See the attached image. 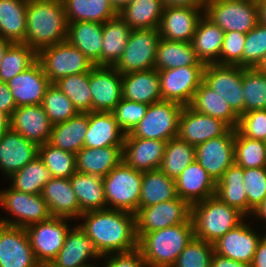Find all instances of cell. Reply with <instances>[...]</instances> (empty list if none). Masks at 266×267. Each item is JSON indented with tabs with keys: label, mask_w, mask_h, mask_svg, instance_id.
Instances as JSON below:
<instances>
[{
	"label": "cell",
	"mask_w": 266,
	"mask_h": 267,
	"mask_svg": "<svg viewBox=\"0 0 266 267\" xmlns=\"http://www.w3.org/2000/svg\"><path fill=\"white\" fill-rule=\"evenodd\" d=\"M81 218L85 222L79 226L101 256L128 252L138 247L134 213L104 209L82 213Z\"/></svg>",
	"instance_id": "1"
},
{
	"label": "cell",
	"mask_w": 266,
	"mask_h": 267,
	"mask_svg": "<svg viewBox=\"0 0 266 267\" xmlns=\"http://www.w3.org/2000/svg\"><path fill=\"white\" fill-rule=\"evenodd\" d=\"M24 44L37 53L45 47L67 41L68 23L62 0H28Z\"/></svg>",
	"instance_id": "2"
},
{
	"label": "cell",
	"mask_w": 266,
	"mask_h": 267,
	"mask_svg": "<svg viewBox=\"0 0 266 267\" xmlns=\"http://www.w3.org/2000/svg\"><path fill=\"white\" fill-rule=\"evenodd\" d=\"M194 238L193 223H183L143 234L138 249L147 267H172L181 251Z\"/></svg>",
	"instance_id": "3"
},
{
	"label": "cell",
	"mask_w": 266,
	"mask_h": 267,
	"mask_svg": "<svg viewBox=\"0 0 266 267\" xmlns=\"http://www.w3.org/2000/svg\"><path fill=\"white\" fill-rule=\"evenodd\" d=\"M245 218L240 211L215 195L192 205L194 237L212 244L236 228Z\"/></svg>",
	"instance_id": "4"
},
{
	"label": "cell",
	"mask_w": 266,
	"mask_h": 267,
	"mask_svg": "<svg viewBox=\"0 0 266 267\" xmlns=\"http://www.w3.org/2000/svg\"><path fill=\"white\" fill-rule=\"evenodd\" d=\"M142 178L143 172L131 168L124 161L113 168L103 177L107 209L135 213L139 208Z\"/></svg>",
	"instance_id": "5"
},
{
	"label": "cell",
	"mask_w": 266,
	"mask_h": 267,
	"mask_svg": "<svg viewBox=\"0 0 266 267\" xmlns=\"http://www.w3.org/2000/svg\"><path fill=\"white\" fill-rule=\"evenodd\" d=\"M204 14L224 32L247 34L259 23L256 0H208Z\"/></svg>",
	"instance_id": "6"
},
{
	"label": "cell",
	"mask_w": 266,
	"mask_h": 267,
	"mask_svg": "<svg viewBox=\"0 0 266 267\" xmlns=\"http://www.w3.org/2000/svg\"><path fill=\"white\" fill-rule=\"evenodd\" d=\"M37 60L51 84L66 76L90 72L95 66L68 41L42 48L37 53Z\"/></svg>",
	"instance_id": "7"
},
{
	"label": "cell",
	"mask_w": 266,
	"mask_h": 267,
	"mask_svg": "<svg viewBox=\"0 0 266 267\" xmlns=\"http://www.w3.org/2000/svg\"><path fill=\"white\" fill-rule=\"evenodd\" d=\"M135 214L136 234H143L183 223H193L192 206L177 197L152 206L138 208Z\"/></svg>",
	"instance_id": "8"
},
{
	"label": "cell",
	"mask_w": 266,
	"mask_h": 267,
	"mask_svg": "<svg viewBox=\"0 0 266 267\" xmlns=\"http://www.w3.org/2000/svg\"><path fill=\"white\" fill-rule=\"evenodd\" d=\"M183 107L179 103L163 100L150 104L144 118L131 134L134 137L166 142L176 138Z\"/></svg>",
	"instance_id": "9"
},
{
	"label": "cell",
	"mask_w": 266,
	"mask_h": 267,
	"mask_svg": "<svg viewBox=\"0 0 266 267\" xmlns=\"http://www.w3.org/2000/svg\"><path fill=\"white\" fill-rule=\"evenodd\" d=\"M0 205L14 216V220L0 217V223L9 226L26 228L52 217L41 194L24 193L10 186L0 191Z\"/></svg>",
	"instance_id": "10"
},
{
	"label": "cell",
	"mask_w": 266,
	"mask_h": 267,
	"mask_svg": "<svg viewBox=\"0 0 266 267\" xmlns=\"http://www.w3.org/2000/svg\"><path fill=\"white\" fill-rule=\"evenodd\" d=\"M67 220L68 218L51 217L25 228L41 267H48L61 250L70 227Z\"/></svg>",
	"instance_id": "11"
},
{
	"label": "cell",
	"mask_w": 266,
	"mask_h": 267,
	"mask_svg": "<svg viewBox=\"0 0 266 267\" xmlns=\"http://www.w3.org/2000/svg\"><path fill=\"white\" fill-rule=\"evenodd\" d=\"M160 32L155 29H133L123 55L113 66L120 74L154 68Z\"/></svg>",
	"instance_id": "12"
},
{
	"label": "cell",
	"mask_w": 266,
	"mask_h": 267,
	"mask_svg": "<svg viewBox=\"0 0 266 267\" xmlns=\"http://www.w3.org/2000/svg\"><path fill=\"white\" fill-rule=\"evenodd\" d=\"M243 67L236 65L207 64L203 82L229 104L240 117L244 114Z\"/></svg>",
	"instance_id": "13"
},
{
	"label": "cell",
	"mask_w": 266,
	"mask_h": 267,
	"mask_svg": "<svg viewBox=\"0 0 266 267\" xmlns=\"http://www.w3.org/2000/svg\"><path fill=\"white\" fill-rule=\"evenodd\" d=\"M205 66H183L158 71L163 101L189 106L203 81Z\"/></svg>",
	"instance_id": "14"
},
{
	"label": "cell",
	"mask_w": 266,
	"mask_h": 267,
	"mask_svg": "<svg viewBox=\"0 0 266 267\" xmlns=\"http://www.w3.org/2000/svg\"><path fill=\"white\" fill-rule=\"evenodd\" d=\"M234 139L235 129L231 128L225 135L195 146V160L207 171L215 183L235 163Z\"/></svg>",
	"instance_id": "15"
},
{
	"label": "cell",
	"mask_w": 266,
	"mask_h": 267,
	"mask_svg": "<svg viewBox=\"0 0 266 267\" xmlns=\"http://www.w3.org/2000/svg\"><path fill=\"white\" fill-rule=\"evenodd\" d=\"M92 111L112 112L122 97V74L113 66H94L89 72Z\"/></svg>",
	"instance_id": "16"
},
{
	"label": "cell",
	"mask_w": 266,
	"mask_h": 267,
	"mask_svg": "<svg viewBox=\"0 0 266 267\" xmlns=\"http://www.w3.org/2000/svg\"><path fill=\"white\" fill-rule=\"evenodd\" d=\"M231 127L224 121L213 118L184 106L180 117L177 137L193 146L209 139L225 135Z\"/></svg>",
	"instance_id": "17"
},
{
	"label": "cell",
	"mask_w": 266,
	"mask_h": 267,
	"mask_svg": "<svg viewBox=\"0 0 266 267\" xmlns=\"http://www.w3.org/2000/svg\"><path fill=\"white\" fill-rule=\"evenodd\" d=\"M0 267H41L25 228L0 223Z\"/></svg>",
	"instance_id": "18"
},
{
	"label": "cell",
	"mask_w": 266,
	"mask_h": 267,
	"mask_svg": "<svg viewBox=\"0 0 266 267\" xmlns=\"http://www.w3.org/2000/svg\"><path fill=\"white\" fill-rule=\"evenodd\" d=\"M203 15L204 9L200 7H164L158 28L161 38L169 41L191 42Z\"/></svg>",
	"instance_id": "19"
},
{
	"label": "cell",
	"mask_w": 266,
	"mask_h": 267,
	"mask_svg": "<svg viewBox=\"0 0 266 267\" xmlns=\"http://www.w3.org/2000/svg\"><path fill=\"white\" fill-rule=\"evenodd\" d=\"M166 143V141L134 137L131 133L125 134L122 161L141 172L159 169Z\"/></svg>",
	"instance_id": "20"
},
{
	"label": "cell",
	"mask_w": 266,
	"mask_h": 267,
	"mask_svg": "<svg viewBox=\"0 0 266 267\" xmlns=\"http://www.w3.org/2000/svg\"><path fill=\"white\" fill-rule=\"evenodd\" d=\"M50 85L51 82L44 74V70L38 60L7 82L17 107L40 105L46 89Z\"/></svg>",
	"instance_id": "21"
},
{
	"label": "cell",
	"mask_w": 266,
	"mask_h": 267,
	"mask_svg": "<svg viewBox=\"0 0 266 267\" xmlns=\"http://www.w3.org/2000/svg\"><path fill=\"white\" fill-rule=\"evenodd\" d=\"M262 237L243 220L236 228L229 230L213 243L214 252L238 262L251 264Z\"/></svg>",
	"instance_id": "22"
},
{
	"label": "cell",
	"mask_w": 266,
	"mask_h": 267,
	"mask_svg": "<svg viewBox=\"0 0 266 267\" xmlns=\"http://www.w3.org/2000/svg\"><path fill=\"white\" fill-rule=\"evenodd\" d=\"M10 119L12 131L21 134L38 146L49 141L53 124L41 104L17 107Z\"/></svg>",
	"instance_id": "23"
},
{
	"label": "cell",
	"mask_w": 266,
	"mask_h": 267,
	"mask_svg": "<svg viewBox=\"0 0 266 267\" xmlns=\"http://www.w3.org/2000/svg\"><path fill=\"white\" fill-rule=\"evenodd\" d=\"M38 147L10 129L0 140V170L9 178L38 156Z\"/></svg>",
	"instance_id": "24"
},
{
	"label": "cell",
	"mask_w": 266,
	"mask_h": 267,
	"mask_svg": "<svg viewBox=\"0 0 266 267\" xmlns=\"http://www.w3.org/2000/svg\"><path fill=\"white\" fill-rule=\"evenodd\" d=\"M177 196L191 206L216 193V183L207 171L196 161H192L182 173L175 178Z\"/></svg>",
	"instance_id": "25"
},
{
	"label": "cell",
	"mask_w": 266,
	"mask_h": 267,
	"mask_svg": "<svg viewBox=\"0 0 266 267\" xmlns=\"http://www.w3.org/2000/svg\"><path fill=\"white\" fill-rule=\"evenodd\" d=\"M99 257L102 258L93 241L77 225L71 230L69 228L61 250L48 267H84L87 266V260Z\"/></svg>",
	"instance_id": "26"
},
{
	"label": "cell",
	"mask_w": 266,
	"mask_h": 267,
	"mask_svg": "<svg viewBox=\"0 0 266 267\" xmlns=\"http://www.w3.org/2000/svg\"><path fill=\"white\" fill-rule=\"evenodd\" d=\"M41 196L52 217L79 218L80 207L69 178H51L43 187Z\"/></svg>",
	"instance_id": "27"
},
{
	"label": "cell",
	"mask_w": 266,
	"mask_h": 267,
	"mask_svg": "<svg viewBox=\"0 0 266 267\" xmlns=\"http://www.w3.org/2000/svg\"><path fill=\"white\" fill-rule=\"evenodd\" d=\"M122 97L148 105L162 101L158 71L153 68L123 74Z\"/></svg>",
	"instance_id": "28"
},
{
	"label": "cell",
	"mask_w": 266,
	"mask_h": 267,
	"mask_svg": "<svg viewBox=\"0 0 266 267\" xmlns=\"http://www.w3.org/2000/svg\"><path fill=\"white\" fill-rule=\"evenodd\" d=\"M88 120L84 147L123 146L125 133L119 127L112 112L91 111L88 113Z\"/></svg>",
	"instance_id": "29"
},
{
	"label": "cell",
	"mask_w": 266,
	"mask_h": 267,
	"mask_svg": "<svg viewBox=\"0 0 266 267\" xmlns=\"http://www.w3.org/2000/svg\"><path fill=\"white\" fill-rule=\"evenodd\" d=\"M103 23H68L67 41L79 49L95 66H101Z\"/></svg>",
	"instance_id": "30"
},
{
	"label": "cell",
	"mask_w": 266,
	"mask_h": 267,
	"mask_svg": "<svg viewBox=\"0 0 266 267\" xmlns=\"http://www.w3.org/2000/svg\"><path fill=\"white\" fill-rule=\"evenodd\" d=\"M123 146L83 147L76 153V170L84 174L105 177L122 162Z\"/></svg>",
	"instance_id": "31"
},
{
	"label": "cell",
	"mask_w": 266,
	"mask_h": 267,
	"mask_svg": "<svg viewBox=\"0 0 266 267\" xmlns=\"http://www.w3.org/2000/svg\"><path fill=\"white\" fill-rule=\"evenodd\" d=\"M224 33L205 14L200 18L191 44L198 60L204 65L218 64Z\"/></svg>",
	"instance_id": "32"
},
{
	"label": "cell",
	"mask_w": 266,
	"mask_h": 267,
	"mask_svg": "<svg viewBox=\"0 0 266 267\" xmlns=\"http://www.w3.org/2000/svg\"><path fill=\"white\" fill-rule=\"evenodd\" d=\"M88 125V113L78 112L69 120L53 125L48 143L76 154L84 147Z\"/></svg>",
	"instance_id": "33"
},
{
	"label": "cell",
	"mask_w": 266,
	"mask_h": 267,
	"mask_svg": "<svg viewBox=\"0 0 266 267\" xmlns=\"http://www.w3.org/2000/svg\"><path fill=\"white\" fill-rule=\"evenodd\" d=\"M69 179L79 203L80 215L107 209L103 177L76 171Z\"/></svg>",
	"instance_id": "34"
},
{
	"label": "cell",
	"mask_w": 266,
	"mask_h": 267,
	"mask_svg": "<svg viewBox=\"0 0 266 267\" xmlns=\"http://www.w3.org/2000/svg\"><path fill=\"white\" fill-rule=\"evenodd\" d=\"M132 29L119 14L103 23L101 66H114L124 53Z\"/></svg>",
	"instance_id": "35"
},
{
	"label": "cell",
	"mask_w": 266,
	"mask_h": 267,
	"mask_svg": "<svg viewBox=\"0 0 266 267\" xmlns=\"http://www.w3.org/2000/svg\"><path fill=\"white\" fill-rule=\"evenodd\" d=\"M189 106L199 113L224 121L232 129H237L239 116L231 109L225 99L220 97L203 81L196 90Z\"/></svg>",
	"instance_id": "36"
},
{
	"label": "cell",
	"mask_w": 266,
	"mask_h": 267,
	"mask_svg": "<svg viewBox=\"0 0 266 267\" xmlns=\"http://www.w3.org/2000/svg\"><path fill=\"white\" fill-rule=\"evenodd\" d=\"M183 66H205L195 54L191 42L169 41L160 38L154 69L157 71Z\"/></svg>",
	"instance_id": "37"
},
{
	"label": "cell",
	"mask_w": 266,
	"mask_h": 267,
	"mask_svg": "<svg viewBox=\"0 0 266 267\" xmlns=\"http://www.w3.org/2000/svg\"><path fill=\"white\" fill-rule=\"evenodd\" d=\"M28 0H0V38L24 43Z\"/></svg>",
	"instance_id": "38"
},
{
	"label": "cell",
	"mask_w": 266,
	"mask_h": 267,
	"mask_svg": "<svg viewBox=\"0 0 266 267\" xmlns=\"http://www.w3.org/2000/svg\"><path fill=\"white\" fill-rule=\"evenodd\" d=\"M244 168L231 165L216 183V193L222 202L248 216V198L244 190Z\"/></svg>",
	"instance_id": "39"
},
{
	"label": "cell",
	"mask_w": 266,
	"mask_h": 267,
	"mask_svg": "<svg viewBox=\"0 0 266 267\" xmlns=\"http://www.w3.org/2000/svg\"><path fill=\"white\" fill-rule=\"evenodd\" d=\"M175 179L160 169L143 172L139 208L177 198Z\"/></svg>",
	"instance_id": "40"
},
{
	"label": "cell",
	"mask_w": 266,
	"mask_h": 267,
	"mask_svg": "<svg viewBox=\"0 0 266 267\" xmlns=\"http://www.w3.org/2000/svg\"><path fill=\"white\" fill-rule=\"evenodd\" d=\"M67 23H104L118 15L109 0H62Z\"/></svg>",
	"instance_id": "41"
},
{
	"label": "cell",
	"mask_w": 266,
	"mask_h": 267,
	"mask_svg": "<svg viewBox=\"0 0 266 267\" xmlns=\"http://www.w3.org/2000/svg\"><path fill=\"white\" fill-rule=\"evenodd\" d=\"M164 5L161 0H133L118 14L133 29L159 28Z\"/></svg>",
	"instance_id": "42"
},
{
	"label": "cell",
	"mask_w": 266,
	"mask_h": 267,
	"mask_svg": "<svg viewBox=\"0 0 266 267\" xmlns=\"http://www.w3.org/2000/svg\"><path fill=\"white\" fill-rule=\"evenodd\" d=\"M51 178L50 171L39 156L9 177L12 188L29 194H41Z\"/></svg>",
	"instance_id": "43"
},
{
	"label": "cell",
	"mask_w": 266,
	"mask_h": 267,
	"mask_svg": "<svg viewBox=\"0 0 266 267\" xmlns=\"http://www.w3.org/2000/svg\"><path fill=\"white\" fill-rule=\"evenodd\" d=\"M194 160L195 146L176 137L166 143L159 169L169 178L175 179Z\"/></svg>",
	"instance_id": "44"
},
{
	"label": "cell",
	"mask_w": 266,
	"mask_h": 267,
	"mask_svg": "<svg viewBox=\"0 0 266 267\" xmlns=\"http://www.w3.org/2000/svg\"><path fill=\"white\" fill-rule=\"evenodd\" d=\"M54 84L72 102L79 113L92 111L89 72L63 77Z\"/></svg>",
	"instance_id": "45"
},
{
	"label": "cell",
	"mask_w": 266,
	"mask_h": 267,
	"mask_svg": "<svg viewBox=\"0 0 266 267\" xmlns=\"http://www.w3.org/2000/svg\"><path fill=\"white\" fill-rule=\"evenodd\" d=\"M37 61V52L24 43H13L0 63V81L10 79L28 69Z\"/></svg>",
	"instance_id": "46"
},
{
	"label": "cell",
	"mask_w": 266,
	"mask_h": 267,
	"mask_svg": "<svg viewBox=\"0 0 266 267\" xmlns=\"http://www.w3.org/2000/svg\"><path fill=\"white\" fill-rule=\"evenodd\" d=\"M234 158L242 168L266 167V142L247 138L235 129Z\"/></svg>",
	"instance_id": "47"
},
{
	"label": "cell",
	"mask_w": 266,
	"mask_h": 267,
	"mask_svg": "<svg viewBox=\"0 0 266 267\" xmlns=\"http://www.w3.org/2000/svg\"><path fill=\"white\" fill-rule=\"evenodd\" d=\"M38 156L52 178H70L76 170V154L53 147L48 142L38 147Z\"/></svg>",
	"instance_id": "48"
},
{
	"label": "cell",
	"mask_w": 266,
	"mask_h": 267,
	"mask_svg": "<svg viewBox=\"0 0 266 267\" xmlns=\"http://www.w3.org/2000/svg\"><path fill=\"white\" fill-rule=\"evenodd\" d=\"M244 113L266 110V73L243 67Z\"/></svg>",
	"instance_id": "49"
},
{
	"label": "cell",
	"mask_w": 266,
	"mask_h": 267,
	"mask_svg": "<svg viewBox=\"0 0 266 267\" xmlns=\"http://www.w3.org/2000/svg\"><path fill=\"white\" fill-rule=\"evenodd\" d=\"M41 105L53 125L65 122L78 113L72 102L55 84L46 89Z\"/></svg>",
	"instance_id": "50"
},
{
	"label": "cell",
	"mask_w": 266,
	"mask_h": 267,
	"mask_svg": "<svg viewBox=\"0 0 266 267\" xmlns=\"http://www.w3.org/2000/svg\"><path fill=\"white\" fill-rule=\"evenodd\" d=\"M213 253L212 243L194 237L181 251L172 267H210Z\"/></svg>",
	"instance_id": "51"
},
{
	"label": "cell",
	"mask_w": 266,
	"mask_h": 267,
	"mask_svg": "<svg viewBox=\"0 0 266 267\" xmlns=\"http://www.w3.org/2000/svg\"><path fill=\"white\" fill-rule=\"evenodd\" d=\"M266 54V25L258 23L246 34L242 67L256 68Z\"/></svg>",
	"instance_id": "52"
},
{
	"label": "cell",
	"mask_w": 266,
	"mask_h": 267,
	"mask_svg": "<svg viewBox=\"0 0 266 267\" xmlns=\"http://www.w3.org/2000/svg\"><path fill=\"white\" fill-rule=\"evenodd\" d=\"M243 187L248 198V214L266 197V167L244 168Z\"/></svg>",
	"instance_id": "53"
},
{
	"label": "cell",
	"mask_w": 266,
	"mask_h": 267,
	"mask_svg": "<svg viewBox=\"0 0 266 267\" xmlns=\"http://www.w3.org/2000/svg\"><path fill=\"white\" fill-rule=\"evenodd\" d=\"M148 104L122 98L112 111L121 130L131 133L144 118Z\"/></svg>",
	"instance_id": "54"
},
{
	"label": "cell",
	"mask_w": 266,
	"mask_h": 267,
	"mask_svg": "<svg viewBox=\"0 0 266 267\" xmlns=\"http://www.w3.org/2000/svg\"><path fill=\"white\" fill-rule=\"evenodd\" d=\"M245 39L246 34L242 32H225L218 64L242 67V54L244 51Z\"/></svg>",
	"instance_id": "55"
},
{
	"label": "cell",
	"mask_w": 266,
	"mask_h": 267,
	"mask_svg": "<svg viewBox=\"0 0 266 267\" xmlns=\"http://www.w3.org/2000/svg\"><path fill=\"white\" fill-rule=\"evenodd\" d=\"M237 130L245 137L266 140V110H251L239 117Z\"/></svg>",
	"instance_id": "56"
},
{
	"label": "cell",
	"mask_w": 266,
	"mask_h": 267,
	"mask_svg": "<svg viewBox=\"0 0 266 267\" xmlns=\"http://www.w3.org/2000/svg\"><path fill=\"white\" fill-rule=\"evenodd\" d=\"M102 257H106L105 267H147L138 248L128 252L110 253Z\"/></svg>",
	"instance_id": "57"
},
{
	"label": "cell",
	"mask_w": 266,
	"mask_h": 267,
	"mask_svg": "<svg viewBox=\"0 0 266 267\" xmlns=\"http://www.w3.org/2000/svg\"><path fill=\"white\" fill-rule=\"evenodd\" d=\"M17 108L10 88L7 83L0 81V113L11 117L13 111Z\"/></svg>",
	"instance_id": "58"
},
{
	"label": "cell",
	"mask_w": 266,
	"mask_h": 267,
	"mask_svg": "<svg viewBox=\"0 0 266 267\" xmlns=\"http://www.w3.org/2000/svg\"><path fill=\"white\" fill-rule=\"evenodd\" d=\"M210 267H251V264L238 262L214 252L211 258Z\"/></svg>",
	"instance_id": "59"
},
{
	"label": "cell",
	"mask_w": 266,
	"mask_h": 267,
	"mask_svg": "<svg viewBox=\"0 0 266 267\" xmlns=\"http://www.w3.org/2000/svg\"><path fill=\"white\" fill-rule=\"evenodd\" d=\"M258 243L251 267H266V233Z\"/></svg>",
	"instance_id": "60"
},
{
	"label": "cell",
	"mask_w": 266,
	"mask_h": 267,
	"mask_svg": "<svg viewBox=\"0 0 266 267\" xmlns=\"http://www.w3.org/2000/svg\"><path fill=\"white\" fill-rule=\"evenodd\" d=\"M164 7L172 6H187L200 7L205 10L206 2L208 0H161Z\"/></svg>",
	"instance_id": "61"
},
{
	"label": "cell",
	"mask_w": 266,
	"mask_h": 267,
	"mask_svg": "<svg viewBox=\"0 0 266 267\" xmlns=\"http://www.w3.org/2000/svg\"><path fill=\"white\" fill-rule=\"evenodd\" d=\"M11 129V119L7 114L0 113V140Z\"/></svg>",
	"instance_id": "62"
},
{
	"label": "cell",
	"mask_w": 266,
	"mask_h": 267,
	"mask_svg": "<svg viewBox=\"0 0 266 267\" xmlns=\"http://www.w3.org/2000/svg\"><path fill=\"white\" fill-rule=\"evenodd\" d=\"M258 219H263L266 222V197L265 199L253 210L252 215Z\"/></svg>",
	"instance_id": "63"
},
{
	"label": "cell",
	"mask_w": 266,
	"mask_h": 267,
	"mask_svg": "<svg viewBox=\"0 0 266 267\" xmlns=\"http://www.w3.org/2000/svg\"><path fill=\"white\" fill-rule=\"evenodd\" d=\"M258 5L259 23L266 25V0H256Z\"/></svg>",
	"instance_id": "64"
},
{
	"label": "cell",
	"mask_w": 266,
	"mask_h": 267,
	"mask_svg": "<svg viewBox=\"0 0 266 267\" xmlns=\"http://www.w3.org/2000/svg\"><path fill=\"white\" fill-rule=\"evenodd\" d=\"M132 1L133 0H109L111 6L117 13H119L127 4Z\"/></svg>",
	"instance_id": "65"
},
{
	"label": "cell",
	"mask_w": 266,
	"mask_h": 267,
	"mask_svg": "<svg viewBox=\"0 0 266 267\" xmlns=\"http://www.w3.org/2000/svg\"><path fill=\"white\" fill-rule=\"evenodd\" d=\"M11 41L0 38V63L7 51V49L12 45Z\"/></svg>",
	"instance_id": "66"
},
{
	"label": "cell",
	"mask_w": 266,
	"mask_h": 267,
	"mask_svg": "<svg viewBox=\"0 0 266 267\" xmlns=\"http://www.w3.org/2000/svg\"><path fill=\"white\" fill-rule=\"evenodd\" d=\"M257 70L266 73V54L264 55L260 64L256 67Z\"/></svg>",
	"instance_id": "67"
},
{
	"label": "cell",
	"mask_w": 266,
	"mask_h": 267,
	"mask_svg": "<svg viewBox=\"0 0 266 267\" xmlns=\"http://www.w3.org/2000/svg\"><path fill=\"white\" fill-rule=\"evenodd\" d=\"M84 267H95V265H91V264H88L87 266H84Z\"/></svg>",
	"instance_id": "68"
}]
</instances>
